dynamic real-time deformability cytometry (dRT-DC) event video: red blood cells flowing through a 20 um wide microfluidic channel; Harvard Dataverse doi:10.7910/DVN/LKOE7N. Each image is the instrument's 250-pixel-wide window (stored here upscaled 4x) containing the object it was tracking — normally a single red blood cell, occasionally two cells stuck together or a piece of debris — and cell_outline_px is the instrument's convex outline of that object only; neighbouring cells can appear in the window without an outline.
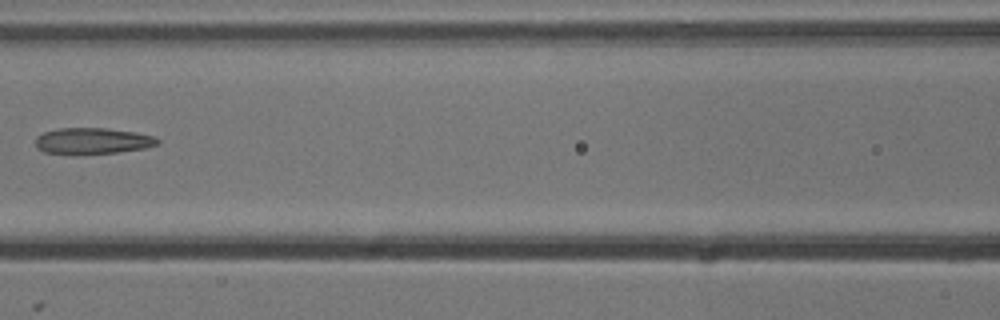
{"species": "common noctule bat (a hibernating species)", "species_latin": "Nyctalus noctula", "temperature_condition": "cold", "stored_images_in_passage": 8, "camera_frame_rate_fps": 3000, "um_per_image_px": 0.085, "animal": {"sex": "male", "body_mass_g": 13.3}, "frame": {"image": 1, "passage_image": 7, "time_ms": 2.0, "image_size_px": [1000, 320], "cell_outline_px": [[160, 144], [144, 148], [116, 152], [72, 156], [44, 152], [36, 148], [36, 136], [44, 132], [60, 128], [104, 128], [136, 132], [156, 136], [160, 140]], "centroid_in_image_um": [7.85, 12.0], "position_along_channel_um": 158.8, "area_um2": 19.13}}
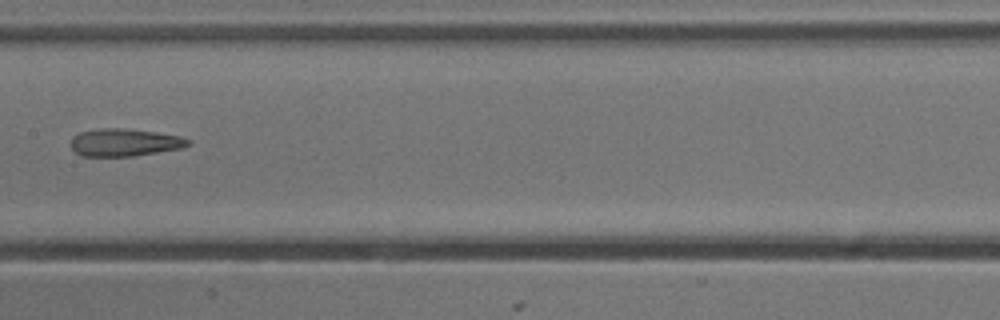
{"frame": {"image": 2, "passage_image": 8, "time_ms": 2.333, "image_size_px": [1000, 320], "cell_outline_px": [[192, 144], [184, 148], [132, 156], [80, 156], [72, 148], [72, 136], [80, 132], [100, 128], [124, 128], [156, 132], [180, 136], [192, 140]], "centroid_in_image_um": [10.63, 12.1], "position_along_channel_um": 196.8, "area_um2": 18.96}}